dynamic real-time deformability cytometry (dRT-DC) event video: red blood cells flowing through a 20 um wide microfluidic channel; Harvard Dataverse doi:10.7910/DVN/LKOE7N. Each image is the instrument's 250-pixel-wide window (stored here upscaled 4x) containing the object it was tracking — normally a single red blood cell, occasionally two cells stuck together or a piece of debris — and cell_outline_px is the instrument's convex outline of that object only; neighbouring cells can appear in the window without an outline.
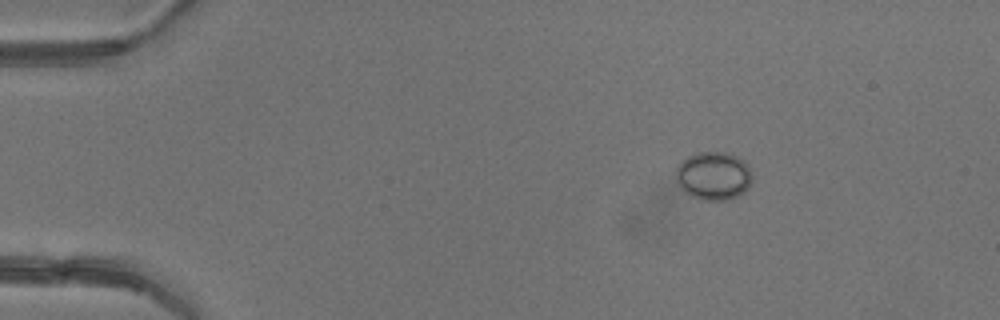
{"species": "common noctule bat (a hibernating species)", "species_latin": "Nyctalus noctula", "temperature_condition": "warm", "stored_images_in_passage": 4, "camera_frame_rate_fps": 3000, "um_per_image_px": 0.085, "animal": {"sex": "female"}, "frame": {"image": 1, "passage_image": 2, "time_ms": 1.0, "image_size_px": [1000, 320], "cell_outline_px": [[752, 180], [748, 188], [744, 192], [728, 200], [700, 200], [688, 196], [680, 188], [676, 180], [676, 168], [688, 156], [700, 152], [728, 152], [744, 160], [748, 164], [752, 176]], "centroid_in_image_um": [60.65, 14.96], "position_along_channel_um": 24.3, "area_um2": 21.73}}